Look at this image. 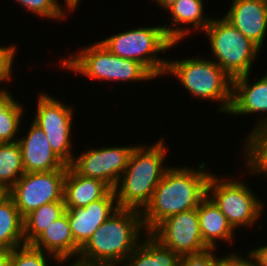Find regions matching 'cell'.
Masks as SVG:
<instances>
[{
    "label": "cell",
    "instance_id": "obj_21",
    "mask_svg": "<svg viewBox=\"0 0 267 266\" xmlns=\"http://www.w3.org/2000/svg\"><path fill=\"white\" fill-rule=\"evenodd\" d=\"M145 234L146 239L141 240L122 266H178V254L162 245L150 233Z\"/></svg>",
    "mask_w": 267,
    "mask_h": 266
},
{
    "label": "cell",
    "instance_id": "obj_13",
    "mask_svg": "<svg viewBox=\"0 0 267 266\" xmlns=\"http://www.w3.org/2000/svg\"><path fill=\"white\" fill-rule=\"evenodd\" d=\"M75 243L81 248L118 209L114 189L85 207L65 208Z\"/></svg>",
    "mask_w": 267,
    "mask_h": 266
},
{
    "label": "cell",
    "instance_id": "obj_17",
    "mask_svg": "<svg viewBox=\"0 0 267 266\" xmlns=\"http://www.w3.org/2000/svg\"><path fill=\"white\" fill-rule=\"evenodd\" d=\"M204 3L203 0H178L166 9L171 15V23L169 26L166 23L163 28L174 43L186 39L185 36L192 33L191 29H201L203 32L210 24L211 18L204 15ZM181 24L184 26L180 27ZM189 25L194 27H188Z\"/></svg>",
    "mask_w": 267,
    "mask_h": 266
},
{
    "label": "cell",
    "instance_id": "obj_10",
    "mask_svg": "<svg viewBox=\"0 0 267 266\" xmlns=\"http://www.w3.org/2000/svg\"><path fill=\"white\" fill-rule=\"evenodd\" d=\"M67 169L48 172H25L7 191L21 216L44 204L64 201V180Z\"/></svg>",
    "mask_w": 267,
    "mask_h": 266
},
{
    "label": "cell",
    "instance_id": "obj_33",
    "mask_svg": "<svg viewBox=\"0 0 267 266\" xmlns=\"http://www.w3.org/2000/svg\"><path fill=\"white\" fill-rule=\"evenodd\" d=\"M15 101L12 94L5 88L0 89V117L3 116V112Z\"/></svg>",
    "mask_w": 267,
    "mask_h": 266
},
{
    "label": "cell",
    "instance_id": "obj_27",
    "mask_svg": "<svg viewBox=\"0 0 267 266\" xmlns=\"http://www.w3.org/2000/svg\"><path fill=\"white\" fill-rule=\"evenodd\" d=\"M24 106L15 100L0 117V143L16 142L17 132L22 123ZM16 137V138H15Z\"/></svg>",
    "mask_w": 267,
    "mask_h": 266
},
{
    "label": "cell",
    "instance_id": "obj_32",
    "mask_svg": "<svg viewBox=\"0 0 267 266\" xmlns=\"http://www.w3.org/2000/svg\"><path fill=\"white\" fill-rule=\"evenodd\" d=\"M240 255L239 253L230 252L226 257L218 264V266H252L250 259L246 256Z\"/></svg>",
    "mask_w": 267,
    "mask_h": 266
},
{
    "label": "cell",
    "instance_id": "obj_37",
    "mask_svg": "<svg viewBox=\"0 0 267 266\" xmlns=\"http://www.w3.org/2000/svg\"><path fill=\"white\" fill-rule=\"evenodd\" d=\"M81 0H65V4L68 10H71L73 13V10H76V7L78 8V5L80 4Z\"/></svg>",
    "mask_w": 267,
    "mask_h": 266
},
{
    "label": "cell",
    "instance_id": "obj_12",
    "mask_svg": "<svg viewBox=\"0 0 267 266\" xmlns=\"http://www.w3.org/2000/svg\"><path fill=\"white\" fill-rule=\"evenodd\" d=\"M150 234L179 256L199 253L209 248L200 233L197 208L164 219Z\"/></svg>",
    "mask_w": 267,
    "mask_h": 266
},
{
    "label": "cell",
    "instance_id": "obj_24",
    "mask_svg": "<svg viewBox=\"0 0 267 266\" xmlns=\"http://www.w3.org/2000/svg\"><path fill=\"white\" fill-rule=\"evenodd\" d=\"M64 201L44 204L24 217V240L30 245L45 229L65 213Z\"/></svg>",
    "mask_w": 267,
    "mask_h": 266
},
{
    "label": "cell",
    "instance_id": "obj_30",
    "mask_svg": "<svg viewBox=\"0 0 267 266\" xmlns=\"http://www.w3.org/2000/svg\"><path fill=\"white\" fill-rule=\"evenodd\" d=\"M16 45L10 44L9 46L0 45V82L10 81L13 74V61L17 53Z\"/></svg>",
    "mask_w": 267,
    "mask_h": 266
},
{
    "label": "cell",
    "instance_id": "obj_5",
    "mask_svg": "<svg viewBox=\"0 0 267 266\" xmlns=\"http://www.w3.org/2000/svg\"><path fill=\"white\" fill-rule=\"evenodd\" d=\"M63 69L77 72L92 80L150 81L156 77L140 62L112 54L100 42L83 47L61 60Z\"/></svg>",
    "mask_w": 267,
    "mask_h": 266
},
{
    "label": "cell",
    "instance_id": "obj_7",
    "mask_svg": "<svg viewBox=\"0 0 267 266\" xmlns=\"http://www.w3.org/2000/svg\"><path fill=\"white\" fill-rule=\"evenodd\" d=\"M216 62L232 80L250 74L261 48L245 37L224 17L211 19L203 31ZM216 59V60H215Z\"/></svg>",
    "mask_w": 267,
    "mask_h": 266
},
{
    "label": "cell",
    "instance_id": "obj_23",
    "mask_svg": "<svg viewBox=\"0 0 267 266\" xmlns=\"http://www.w3.org/2000/svg\"><path fill=\"white\" fill-rule=\"evenodd\" d=\"M245 140L246 170L251 174L267 176V123L255 126ZM248 168V169H247Z\"/></svg>",
    "mask_w": 267,
    "mask_h": 266
},
{
    "label": "cell",
    "instance_id": "obj_11",
    "mask_svg": "<svg viewBox=\"0 0 267 266\" xmlns=\"http://www.w3.org/2000/svg\"><path fill=\"white\" fill-rule=\"evenodd\" d=\"M135 146L136 144L89 148L74 157L70 166L81 176L104 181L114 189L128 165Z\"/></svg>",
    "mask_w": 267,
    "mask_h": 266
},
{
    "label": "cell",
    "instance_id": "obj_2",
    "mask_svg": "<svg viewBox=\"0 0 267 266\" xmlns=\"http://www.w3.org/2000/svg\"><path fill=\"white\" fill-rule=\"evenodd\" d=\"M165 144L160 138L151 146H135L128 165L114 188L119 208L142 212L150 203L156 186L169 168L164 166L168 151Z\"/></svg>",
    "mask_w": 267,
    "mask_h": 266
},
{
    "label": "cell",
    "instance_id": "obj_9",
    "mask_svg": "<svg viewBox=\"0 0 267 266\" xmlns=\"http://www.w3.org/2000/svg\"><path fill=\"white\" fill-rule=\"evenodd\" d=\"M37 109L32 120L46 134L52 151L70 166L75 155L72 153L71 131L73 109L48 93H40Z\"/></svg>",
    "mask_w": 267,
    "mask_h": 266
},
{
    "label": "cell",
    "instance_id": "obj_14",
    "mask_svg": "<svg viewBox=\"0 0 267 266\" xmlns=\"http://www.w3.org/2000/svg\"><path fill=\"white\" fill-rule=\"evenodd\" d=\"M28 133L18 137L25 172H48L67 169V165L52 151L44 131L33 121Z\"/></svg>",
    "mask_w": 267,
    "mask_h": 266
},
{
    "label": "cell",
    "instance_id": "obj_22",
    "mask_svg": "<svg viewBox=\"0 0 267 266\" xmlns=\"http://www.w3.org/2000/svg\"><path fill=\"white\" fill-rule=\"evenodd\" d=\"M25 245L24 218L7 194L0 201V249L12 251Z\"/></svg>",
    "mask_w": 267,
    "mask_h": 266
},
{
    "label": "cell",
    "instance_id": "obj_38",
    "mask_svg": "<svg viewBox=\"0 0 267 266\" xmlns=\"http://www.w3.org/2000/svg\"><path fill=\"white\" fill-rule=\"evenodd\" d=\"M7 195V191L0 186V201Z\"/></svg>",
    "mask_w": 267,
    "mask_h": 266
},
{
    "label": "cell",
    "instance_id": "obj_36",
    "mask_svg": "<svg viewBox=\"0 0 267 266\" xmlns=\"http://www.w3.org/2000/svg\"><path fill=\"white\" fill-rule=\"evenodd\" d=\"M156 1L157 5H159V7H162V9L166 10L169 6H171L172 4H174L175 2H177L178 0H154Z\"/></svg>",
    "mask_w": 267,
    "mask_h": 266
},
{
    "label": "cell",
    "instance_id": "obj_26",
    "mask_svg": "<svg viewBox=\"0 0 267 266\" xmlns=\"http://www.w3.org/2000/svg\"><path fill=\"white\" fill-rule=\"evenodd\" d=\"M42 250L36 249L31 245H23L10 251V266H49L48 258H51L59 266L66 261H61L58 257ZM61 263V264H60Z\"/></svg>",
    "mask_w": 267,
    "mask_h": 266
},
{
    "label": "cell",
    "instance_id": "obj_3",
    "mask_svg": "<svg viewBox=\"0 0 267 266\" xmlns=\"http://www.w3.org/2000/svg\"><path fill=\"white\" fill-rule=\"evenodd\" d=\"M142 230L145 231V228L140 211L119 208L80 248L77 258L94 263L123 265L140 244Z\"/></svg>",
    "mask_w": 267,
    "mask_h": 266
},
{
    "label": "cell",
    "instance_id": "obj_31",
    "mask_svg": "<svg viewBox=\"0 0 267 266\" xmlns=\"http://www.w3.org/2000/svg\"><path fill=\"white\" fill-rule=\"evenodd\" d=\"M248 252L252 266H267V245L254 247Z\"/></svg>",
    "mask_w": 267,
    "mask_h": 266
},
{
    "label": "cell",
    "instance_id": "obj_6",
    "mask_svg": "<svg viewBox=\"0 0 267 266\" xmlns=\"http://www.w3.org/2000/svg\"><path fill=\"white\" fill-rule=\"evenodd\" d=\"M99 42L114 55L140 62L156 79L165 75L168 61L158 54L178 44L166 35L163 25L129 29Z\"/></svg>",
    "mask_w": 267,
    "mask_h": 266
},
{
    "label": "cell",
    "instance_id": "obj_16",
    "mask_svg": "<svg viewBox=\"0 0 267 266\" xmlns=\"http://www.w3.org/2000/svg\"><path fill=\"white\" fill-rule=\"evenodd\" d=\"M250 74L233 79L231 115H250L265 112L266 117L257 121L256 126L267 123V73L255 82Z\"/></svg>",
    "mask_w": 267,
    "mask_h": 266
},
{
    "label": "cell",
    "instance_id": "obj_35",
    "mask_svg": "<svg viewBox=\"0 0 267 266\" xmlns=\"http://www.w3.org/2000/svg\"><path fill=\"white\" fill-rule=\"evenodd\" d=\"M79 266H118L110 263H94L79 259Z\"/></svg>",
    "mask_w": 267,
    "mask_h": 266
},
{
    "label": "cell",
    "instance_id": "obj_8",
    "mask_svg": "<svg viewBox=\"0 0 267 266\" xmlns=\"http://www.w3.org/2000/svg\"><path fill=\"white\" fill-rule=\"evenodd\" d=\"M231 179L212 173L207 184V196L225 215L234 230L240 226L250 229L261 219L264 203L262 200L260 202L247 183L241 179Z\"/></svg>",
    "mask_w": 267,
    "mask_h": 266
},
{
    "label": "cell",
    "instance_id": "obj_34",
    "mask_svg": "<svg viewBox=\"0 0 267 266\" xmlns=\"http://www.w3.org/2000/svg\"><path fill=\"white\" fill-rule=\"evenodd\" d=\"M0 266H10V251L0 249Z\"/></svg>",
    "mask_w": 267,
    "mask_h": 266
},
{
    "label": "cell",
    "instance_id": "obj_4",
    "mask_svg": "<svg viewBox=\"0 0 267 266\" xmlns=\"http://www.w3.org/2000/svg\"><path fill=\"white\" fill-rule=\"evenodd\" d=\"M174 75L191 96L218 101L219 111L228 114L232 103V78L213 60L201 57L167 61L165 74Z\"/></svg>",
    "mask_w": 267,
    "mask_h": 266
},
{
    "label": "cell",
    "instance_id": "obj_1",
    "mask_svg": "<svg viewBox=\"0 0 267 266\" xmlns=\"http://www.w3.org/2000/svg\"><path fill=\"white\" fill-rule=\"evenodd\" d=\"M206 163L192 167L169 166L156 186L150 203L141 212L146 233H150L164 219L195 209L207 196V184L212 172Z\"/></svg>",
    "mask_w": 267,
    "mask_h": 266
},
{
    "label": "cell",
    "instance_id": "obj_15",
    "mask_svg": "<svg viewBox=\"0 0 267 266\" xmlns=\"http://www.w3.org/2000/svg\"><path fill=\"white\" fill-rule=\"evenodd\" d=\"M260 48L267 33V0H232L223 16Z\"/></svg>",
    "mask_w": 267,
    "mask_h": 266
},
{
    "label": "cell",
    "instance_id": "obj_18",
    "mask_svg": "<svg viewBox=\"0 0 267 266\" xmlns=\"http://www.w3.org/2000/svg\"><path fill=\"white\" fill-rule=\"evenodd\" d=\"M30 245L58 257L61 261H69L72 257L77 259L80 251L74 241L66 213L50 224Z\"/></svg>",
    "mask_w": 267,
    "mask_h": 266
},
{
    "label": "cell",
    "instance_id": "obj_25",
    "mask_svg": "<svg viewBox=\"0 0 267 266\" xmlns=\"http://www.w3.org/2000/svg\"><path fill=\"white\" fill-rule=\"evenodd\" d=\"M25 173L18 143H0V186L8 191Z\"/></svg>",
    "mask_w": 267,
    "mask_h": 266
},
{
    "label": "cell",
    "instance_id": "obj_29",
    "mask_svg": "<svg viewBox=\"0 0 267 266\" xmlns=\"http://www.w3.org/2000/svg\"><path fill=\"white\" fill-rule=\"evenodd\" d=\"M214 251V248H208L199 253L182 255L178 266H218L226 256L218 257Z\"/></svg>",
    "mask_w": 267,
    "mask_h": 266
},
{
    "label": "cell",
    "instance_id": "obj_28",
    "mask_svg": "<svg viewBox=\"0 0 267 266\" xmlns=\"http://www.w3.org/2000/svg\"><path fill=\"white\" fill-rule=\"evenodd\" d=\"M24 9L30 11V13H34L38 16H42L45 19L49 18L52 20H63L66 19L67 11L69 13L70 10L67 7L63 9L61 4H58L57 0H16Z\"/></svg>",
    "mask_w": 267,
    "mask_h": 266
},
{
    "label": "cell",
    "instance_id": "obj_19",
    "mask_svg": "<svg viewBox=\"0 0 267 266\" xmlns=\"http://www.w3.org/2000/svg\"><path fill=\"white\" fill-rule=\"evenodd\" d=\"M111 190L104 181L83 177L67 166L63 193L65 208L85 207L106 196Z\"/></svg>",
    "mask_w": 267,
    "mask_h": 266
},
{
    "label": "cell",
    "instance_id": "obj_20",
    "mask_svg": "<svg viewBox=\"0 0 267 266\" xmlns=\"http://www.w3.org/2000/svg\"><path fill=\"white\" fill-rule=\"evenodd\" d=\"M197 214L202 239L209 248L216 249L219 240L232 244L235 230L208 196L200 202Z\"/></svg>",
    "mask_w": 267,
    "mask_h": 266
},
{
    "label": "cell",
    "instance_id": "obj_39",
    "mask_svg": "<svg viewBox=\"0 0 267 266\" xmlns=\"http://www.w3.org/2000/svg\"><path fill=\"white\" fill-rule=\"evenodd\" d=\"M74 262L73 263H71V265H69V266H79V259L77 258V259H75V260H73Z\"/></svg>",
    "mask_w": 267,
    "mask_h": 266
}]
</instances>
